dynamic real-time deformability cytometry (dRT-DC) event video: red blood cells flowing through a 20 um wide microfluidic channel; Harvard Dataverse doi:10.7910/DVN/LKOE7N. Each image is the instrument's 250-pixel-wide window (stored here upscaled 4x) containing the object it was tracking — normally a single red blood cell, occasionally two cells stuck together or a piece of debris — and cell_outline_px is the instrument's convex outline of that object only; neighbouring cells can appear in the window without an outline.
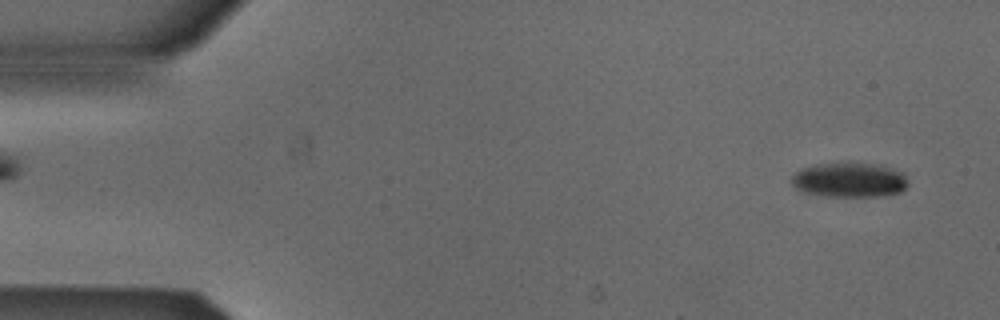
{"species": "Egyptian fruit bat (a non-hibernating species)", "species_latin": "Rousettus aegyptiacus", "temperature_condition": "cold", "stored_images_in_passage": 50, "camera_frame_rate_fps": 3000, "um_per_image_px": 0.085, "animal": {"sex": "male"}, "frame": {"image": 1, "passage_image": 1, "time_ms": 0.0, "image_size_px": [1000, 320], "cell_outline_px": [[908, 184], [900, 192], [884, 196], [828, 196], [808, 192], [796, 188], [792, 184], [792, 176], [800, 168], [812, 164], [848, 160], [856, 160], [876, 164], [892, 168], [904, 172], [908, 180]], "centroid_in_image_um": [72.23, 15.23], "position_along_channel_um": 12.8, "area_um2": 24.33}}
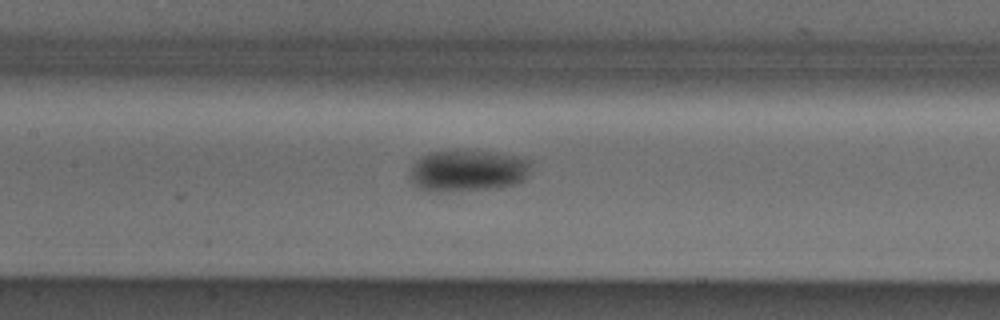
{"frame": {"image": 2, "passage_image": 22, "time_ms": 7.0, "image_size_px": [1000, 320], "cell_outline_px": [[532, 160], [528, 176], [524, 180], [516, 184], [496, 188], [440, 192], [432, 192], [420, 188], [412, 184], [408, 176], [408, 172], [412, 164], [420, 156], [428, 152], [460, 148], [496, 152]], "centroid_in_image_um": [39.71, 14.48], "position_along_channel_um": 167.7, "area_um2": 30.52}}
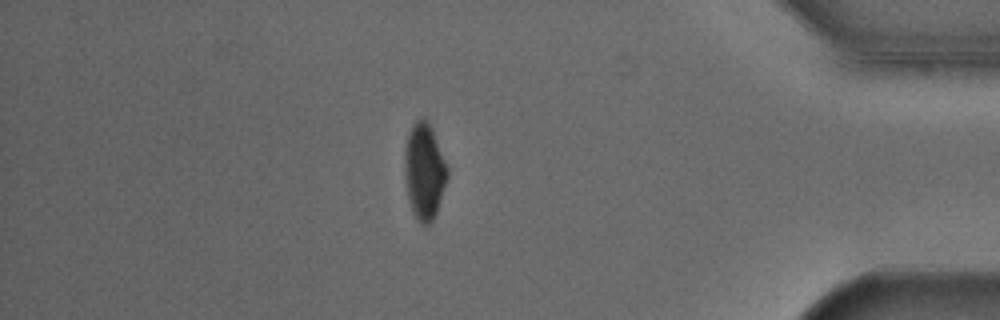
{"frame": {"image": 3, "passage_image": 43, "time_ms": 14.0, "image_size_px": [1000, 320], "cell_outline_px": [[448, 176], [436, 212], [432, 220], [428, 224], [424, 224], [416, 220], [412, 212], [408, 196], [404, 176], [404, 152], [408, 132], [412, 124], [416, 120], [424, 116], [428, 120], [432, 128], [448, 168]], "centroid_in_image_um": [36.04, 14.51], "position_along_channel_um": 399.2, "area_um2": 24.04}, "authors_computed_cell_mechanics": {"area_um2": 26.3568, "velocity_mm_per_s": 3.8697, "shape_relaxation_time_tau1_ms": 3.0219, "shape_relaxation_time_tau2_ms": null, "deformation_change_tau1": 0.1054, "deformation_change_tau2": null}}